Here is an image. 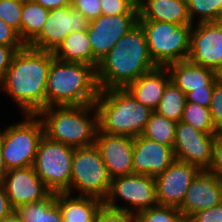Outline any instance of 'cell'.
<instances>
[{"instance_id": "cell-40", "label": "cell", "mask_w": 222, "mask_h": 222, "mask_svg": "<svg viewBox=\"0 0 222 222\" xmlns=\"http://www.w3.org/2000/svg\"><path fill=\"white\" fill-rule=\"evenodd\" d=\"M214 87L193 90L186 94V102H191L209 108Z\"/></svg>"}, {"instance_id": "cell-12", "label": "cell", "mask_w": 222, "mask_h": 222, "mask_svg": "<svg viewBox=\"0 0 222 222\" xmlns=\"http://www.w3.org/2000/svg\"><path fill=\"white\" fill-rule=\"evenodd\" d=\"M139 14L100 15L90 21L87 29L93 52V67L109 53L113 46L138 24Z\"/></svg>"}, {"instance_id": "cell-29", "label": "cell", "mask_w": 222, "mask_h": 222, "mask_svg": "<svg viewBox=\"0 0 222 222\" xmlns=\"http://www.w3.org/2000/svg\"><path fill=\"white\" fill-rule=\"evenodd\" d=\"M185 1L187 4V13L191 21V24L221 22L220 0H185ZM194 19L197 20V22H194L195 21Z\"/></svg>"}, {"instance_id": "cell-13", "label": "cell", "mask_w": 222, "mask_h": 222, "mask_svg": "<svg viewBox=\"0 0 222 222\" xmlns=\"http://www.w3.org/2000/svg\"><path fill=\"white\" fill-rule=\"evenodd\" d=\"M221 57L222 22L193 24L187 60L217 73L221 69Z\"/></svg>"}, {"instance_id": "cell-37", "label": "cell", "mask_w": 222, "mask_h": 222, "mask_svg": "<svg viewBox=\"0 0 222 222\" xmlns=\"http://www.w3.org/2000/svg\"><path fill=\"white\" fill-rule=\"evenodd\" d=\"M0 45L11 47H25L26 45L21 40L19 33L0 20Z\"/></svg>"}, {"instance_id": "cell-47", "label": "cell", "mask_w": 222, "mask_h": 222, "mask_svg": "<svg viewBox=\"0 0 222 222\" xmlns=\"http://www.w3.org/2000/svg\"><path fill=\"white\" fill-rule=\"evenodd\" d=\"M221 1V22H222V0Z\"/></svg>"}, {"instance_id": "cell-21", "label": "cell", "mask_w": 222, "mask_h": 222, "mask_svg": "<svg viewBox=\"0 0 222 222\" xmlns=\"http://www.w3.org/2000/svg\"><path fill=\"white\" fill-rule=\"evenodd\" d=\"M167 68L171 81L185 95L193 90L214 87L215 82L218 80L217 73L214 70L192 64L188 60L169 64Z\"/></svg>"}, {"instance_id": "cell-22", "label": "cell", "mask_w": 222, "mask_h": 222, "mask_svg": "<svg viewBox=\"0 0 222 222\" xmlns=\"http://www.w3.org/2000/svg\"><path fill=\"white\" fill-rule=\"evenodd\" d=\"M138 21H161L177 25L191 24L185 0H137Z\"/></svg>"}, {"instance_id": "cell-9", "label": "cell", "mask_w": 222, "mask_h": 222, "mask_svg": "<svg viewBox=\"0 0 222 222\" xmlns=\"http://www.w3.org/2000/svg\"><path fill=\"white\" fill-rule=\"evenodd\" d=\"M74 148L43 136L39 142L33 169L52 192H66L70 188Z\"/></svg>"}, {"instance_id": "cell-34", "label": "cell", "mask_w": 222, "mask_h": 222, "mask_svg": "<svg viewBox=\"0 0 222 222\" xmlns=\"http://www.w3.org/2000/svg\"><path fill=\"white\" fill-rule=\"evenodd\" d=\"M209 109L215 128L222 132V83L219 80L215 82Z\"/></svg>"}, {"instance_id": "cell-6", "label": "cell", "mask_w": 222, "mask_h": 222, "mask_svg": "<svg viewBox=\"0 0 222 222\" xmlns=\"http://www.w3.org/2000/svg\"><path fill=\"white\" fill-rule=\"evenodd\" d=\"M138 23L144 30L150 57L156 66L167 67L188 59L193 24L177 25L161 21Z\"/></svg>"}, {"instance_id": "cell-5", "label": "cell", "mask_w": 222, "mask_h": 222, "mask_svg": "<svg viewBox=\"0 0 222 222\" xmlns=\"http://www.w3.org/2000/svg\"><path fill=\"white\" fill-rule=\"evenodd\" d=\"M50 140L72 148L92 146L98 131L95 104L82 106H49L37 114Z\"/></svg>"}, {"instance_id": "cell-25", "label": "cell", "mask_w": 222, "mask_h": 222, "mask_svg": "<svg viewBox=\"0 0 222 222\" xmlns=\"http://www.w3.org/2000/svg\"><path fill=\"white\" fill-rule=\"evenodd\" d=\"M14 213L20 222H63L61 210L56 203V193H51L40 202L21 205Z\"/></svg>"}, {"instance_id": "cell-15", "label": "cell", "mask_w": 222, "mask_h": 222, "mask_svg": "<svg viewBox=\"0 0 222 222\" xmlns=\"http://www.w3.org/2000/svg\"><path fill=\"white\" fill-rule=\"evenodd\" d=\"M199 172L198 167L175 159L163 173L154 177L157 204L179 209Z\"/></svg>"}, {"instance_id": "cell-28", "label": "cell", "mask_w": 222, "mask_h": 222, "mask_svg": "<svg viewBox=\"0 0 222 222\" xmlns=\"http://www.w3.org/2000/svg\"><path fill=\"white\" fill-rule=\"evenodd\" d=\"M185 104V93L171 81L166 86L164 94L162 95L155 112L167 119L179 122L181 120Z\"/></svg>"}, {"instance_id": "cell-20", "label": "cell", "mask_w": 222, "mask_h": 222, "mask_svg": "<svg viewBox=\"0 0 222 222\" xmlns=\"http://www.w3.org/2000/svg\"><path fill=\"white\" fill-rule=\"evenodd\" d=\"M170 82L171 77L168 68L157 66L130 83L126 89L138 102L155 111L166 86Z\"/></svg>"}, {"instance_id": "cell-39", "label": "cell", "mask_w": 222, "mask_h": 222, "mask_svg": "<svg viewBox=\"0 0 222 222\" xmlns=\"http://www.w3.org/2000/svg\"><path fill=\"white\" fill-rule=\"evenodd\" d=\"M187 222H222V203L194 213Z\"/></svg>"}, {"instance_id": "cell-45", "label": "cell", "mask_w": 222, "mask_h": 222, "mask_svg": "<svg viewBox=\"0 0 222 222\" xmlns=\"http://www.w3.org/2000/svg\"><path fill=\"white\" fill-rule=\"evenodd\" d=\"M19 220V217L15 213H13L10 217L3 219L0 222H18Z\"/></svg>"}, {"instance_id": "cell-2", "label": "cell", "mask_w": 222, "mask_h": 222, "mask_svg": "<svg viewBox=\"0 0 222 222\" xmlns=\"http://www.w3.org/2000/svg\"><path fill=\"white\" fill-rule=\"evenodd\" d=\"M156 67L148 51L144 30L138 23L99 62L96 68L99 90L126 88Z\"/></svg>"}, {"instance_id": "cell-42", "label": "cell", "mask_w": 222, "mask_h": 222, "mask_svg": "<svg viewBox=\"0 0 222 222\" xmlns=\"http://www.w3.org/2000/svg\"><path fill=\"white\" fill-rule=\"evenodd\" d=\"M15 210L11 207L2 181H0V221L10 217Z\"/></svg>"}, {"instance_id": "cell-43", "label": "cell", "mask_w": 222, "mask_h": 222, "mask_svg": "<svg viewBox=\"0 0 222 222\" xmlns=\"http://www.w3.org/2000/svg\"><path fill=\"white\" fill-rule=\"evenodd\" d=\"M48 10L66 7L71 5L72 0H33Z\"/></svg>"}, {"instance_id": "cell-18", "label": "cell", "mask_w": 222, "mask_h": 222, "mask_svg": "<svg viewBox=\"0 0 222 222\" xmlns=\"http://www.w3.org/2000/svg\"><path fill=\"white\" fill-rule=\"evenodd\" d=\"M222 203V179L209 170H200L187 189L180 212L187 220L196 212Z\"/></svg>"}, {"instance_id": "cell-24", "label": "cell", "mask_w": 222, "mask_h": 222, "mask_svg": "<svg viewBox=\"0 0 222 222\" xmlns=\"http://www.w3.org/2000/svg\"><path fill=\"white\" fill-rule=\"evenodd\" d=\"M53 54L56 59L64 62H79L93 66V52L87 30L70 32Z\"/></svg>"}, {"instance_id": "cell-16", "label": "cell", "mask_w": 222, "mask_h": 222, "mask_svg": "<svg viewBox=\"0 0 222 222\" xmlns=\"http://www.w3.org/2000/svg\"><path fill=\"white\" fill-rule=\"evenodd\" d=\"M2 183L14 210L21 205L40 202L52 193L40 180L32 166L8 169Z\"/></svg>"}, {"instance_id": "cell-4", "label": "cell", "mask_w": 222, "mask_h": 222, "mask_svg": "<svg viewBox=\"0 0 222 222\" xmlns=\"http://www.w3.org/2000/svg\"><path fill=\"white\" fill-rule=\"evenodd\" d=\"M94 104L100 132L133 138L143 133L153 112L126 88L100 90Z\"/></svg>"}, {"instance_id": "cell-26", "label": "cell", "mask_w": 222, "mask_h": 222, "mask_svg": "<svg viewBox=\"0 0 222 222\" xmlns=\"http://www.w3.org/2000/svg\"><path fill=\"white\" fill-rule=\"evenodd\" d=\"M49 11L33 0H23L21 40L25 45H28L41 32Z\"/></svg>"}, {"instance_id": "cell-14", "label": "cell", "mask_w": 222, "mask_h": 222, "mask_svg": "<svg viewBox=\"0 0 222 222\" xmlns=\"http://www.w3.org/2000/svg\"><path fill=\"white\" fill-rule=\"evenodd\" d=\"M214 137L215 134L201 132L182 121L177 122L173 147L176 160L187 162L200 170H208Z\"/></svg>"}, {"instance_id": "cell-3", "label": "cell", "mask_w": 222, "mask_h": 222, "mask_svg": "<svg viewBox=\"0 0 222 222\" xmlns=\"http://www.w3.org/2000/svg\"><path fill=\"white\" fill-rule=\"evenodd\" d=\"M99 91L93 66L52 60L46 83V107L94 104Z\"/></svg>"}, {"instance_id": "cell-27", "label": "cell", "mask_w": 222, "mask_h": 222, "mask_svg": "<svg viewBox=\"0 0 222 222\" xmlns=\"http://www.w3.org/2000/svg\"><path fill=\"white\" fill-rule=\"evenodd\" d=\"M176 125L177 122L167 119L153 111L141 136L167 145L173 149Z\"/></svg>"}, {"instance_id": "cell-19", "label": "cell", "mask_w": 222, "mask_h": 222, "mask_svg": "<svg viewBox=\"0 0 222 222\" xmlns=\"http://www.w3.org/2000/svg\"><path fill=\"white\" fill-rule=\"evenodd\" d=\"M174 150L154 140L137 136L133 146L134 174L156 177L175 160Z\"/></svg>"}, {"instance_id": "cell-1", "label": "cell", "mask_w": 222, "mask_h": 222, "mask_svg": "<svg viewBox=\"0 0 222 222\" xmlns=\"http://www.w3.org/2000/svg\"><path fill=\"white\" fill-rule=\"evenodd\" d=\"M53 52L25 46L18 50L0 83L23 115H37L46 108V83Z\"/></svg>"}, {"instance_id": "cell-7", "label": "cell", "mask_w": 222, "mask_h": 222, "mask_svg": "<svg viewBox=\"0 0 222 222\" xmlns=\"http://www.w3.org/2000/svg\"><path fill=\"white\" fill-rule=\"evenodd\" d=\"M22 122L3 130L2 156L8 169L33 166L37 148L44 136V125L38 115H24Z\"/></svg>"}, {"instance_id": "cell-46", "label": "cell", "mask_w": 222, "mask_h": 222, "mask_svg": "<svg viewBox=\"0 0 222 222\" xmlns=\"http://www.w3.org/2000/svg\"><path fill=\"white\" fill-rule=\"evenodd\" d=\"M217 78L222 83V68L217 72Z\"/></svg>"}, {"instance_id": "cell-38", "label": "cell", "mask_w": 222, "mask_h": 222, "mask_svg": "<svg viewBox=\"0 0 222 222\" xmlns=\"http://www.w3.org/2000/svg\"><path fill=\"white\" fill-rule=\"evenodd\" d=\"M208 170L222 179V132L215 134L212 161Z\"/></svg>"}, {"instance_id": "cell-33", "label": "cell", "mask_w": 222, "mask_h": 222, "mask_svg": "<svg viewBox=\"0 0 222 222\" xmlns=\"http://www.w3.org/2000/svg\"><path fill=\"white\" fill-rule=\"evenodd\" d=\"M101 15L139 14L137 0H101Z\"/></svg>"}, {"instance_id": "cell-10", "label": "cell", "mask_w": 222, "mask_h": 222, "mask_svg": "<svg viewBox=\"0 0 222 222\" xmlns=\"http://www.w3.org/2000/svg\"><path fill=\"white\" fill-rule=\"evenodd\" d=\"M117 199L123 200L127 205L119 206ZM103 204L107 208L125 211L132 215L156 206L154 177L133 173L112 178L107 198Z\"/></svg>"}, {"instance_id": "cell-36", "label": "cell", "mask_w": 222, "mask_h": 222, "mask_svg": "<svg viewBox=\"0 0 222 222\" xmlns=\"http://www.w3.org/2000/svg\"><path fill=\"white\" fill-rule=\"evenodd\" d=\"M134 215L125 211L113 210L105 207H101L96 215L95 222H134Z\"/></svg>"}, {"instance_id": "cell-8", "label": "cell", "mask_w": 222, "mask_h": 222, "mask_svg": "<svg viewBox=\"0 0 222 222\" xmlns=\"http://www.w3.org/2000/svg\"><path fill=\"white\" fill-rule=\"evenodd\" d=\"M111 185V178L96 145L74 148L70 188L72 194L95 197L104 201Z\"/></svg>"}, {"instance_id": "cell-31", "label": "cell", "mask_w": 222, "mask_h": 222, "mask_svg": "<svg viewBox=\"0 0 222 222\" xmlns=\"http://www.w3.org/2000/svg\"><path fill=\"white\" fill-rule=\"evenodd\" d=\"M136 222H187L178 208L156 205L134 215Z\"/></svg>"}, {"instance_id": "cell-23", "label": "cell", "mask_w": 222, "mask_h": 222, "mask_svg": "<svg viewBox=\"0 0 222 222\" xmlns=\"http://www.w3.org/2000/svg\"><path fill=\"white\" fill-rule=\"evenodd\" d=\"M56 203L62 213L63 222H95L103 201L89 196H72L67 192L56 193Z\"/></svg>"}, {"instance_id": "cell-35", "label": "cell", "mask_w": 222, "mask_h": 222, "mask_svg": "<svg viewBox=\"0 0 222 222\" xmlns=\"http://www.w3.org/2000/svg\"><path fill=\"white\" fill-rule=\"evenodd\" d=\"M101 0H72L71 6L89 21L101 15Z\"/></svg>"}, {"instance_id": "cell-41", "label": "cell", "mask_w": 222, "mask_h": 222, "mask_svg": "<svg viewBox=\"0 0 222 222\" xmlns=\"http://www.w3.org/2000/svg\"><path fill=\"white\" fill-rule=\"evenodd\" d=\"M23 48L24 47H11L0 45V83L2 82L6 71L11 65L15 53Z\"/></svg>"}, {"instance_id": "cell-44", "label": "cell", "mask_w": 222, "mask_h": 222, "mask_svg": "<svg viewBox=\"0 0 222 222\" xmlns=\"http://www.w3.org/2000/svg\"><path fill=\"white\" fill-rule=\"evenodd\" d=\"M2 145H3V131L0 129V181L3 180L5 173L7 172V168L4 164L3 156H2Z\"/></svg>"}, {"instance_id": "cell-30", "label": "cell", "mask_w": 222, "mask_h": 222, "mask_svg": "<svg viewBox=\"0 0 222 222\" xmlns=\"http://www.w3.org/2000/svg\"><path fill=\"white\" fill-rule=\"evenodd\" d=\"M180 121L204 133L219 132L213 124L210 109L195 103L186 102Z\"/></svg>"}, {"instance_id": "cell-17", "label": "cell", "mask_w": 222, "mask_h": 222, "mask_svg": "<svg viewBox=\"0 0 222 222\" xmlns=\"http://www.w3.org/2000/svg\"><path fill=\"white\" fill-rule=\"evenodd\" d=\"M95 145L111 179L134 173L133 137L107 134L98 130Z\"/></svg>"}, {"instance_id": "cell-11", "label": "cell", "mask_w": 222, "mask_h": 222, "mask_svg": "<svg viewBox=\"0 0 222 222\" xmlns=\"http://www.w3.org/2000/svg\"><path fill=\"white\" fill-rule=\"evenodd\" d=\"M89 26L90 21L71 5L52 9L41 32L27 46L54 52L70 32H81Z\"/></svg>"}, {"instance_id": "cell-32", "label": "cell", "mask_w": 222, "mask_h": 222, "mask_svg": "<svg viewBox=\"0 0 222 222\" xmlns=\"http://www.w3.org/2000/svg\"><path fill=\"white\" fill-rule=\"evenodd\" d=\"M23 0H1L0 20L15 29L21 38V14Z\"/></svg>"}]
</instances>
